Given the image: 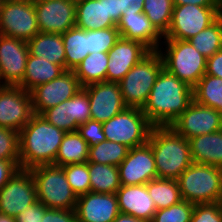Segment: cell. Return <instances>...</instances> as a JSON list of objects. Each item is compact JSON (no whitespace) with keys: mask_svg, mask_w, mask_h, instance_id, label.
<instances>
[{"mask_svg":"<svg viewBox=\"0 0 222 222\" xmlns=\"http://www.w3.org/2000/svg\"><path fill=\"white\" fill-rule=\"evenodd\" d=\"M0 159L20 162L19 132L0 127Z\"/></svg>","mask_w":222,"mask_h":222,"instance_id":"ab89813d","label":"cell"},{"mask_svg":"<svg viewBox=\"0 0 222 222\" xmlns=\"http://www.w3.org/2000/svg\"><path fill=\"white\" fill-rule=\"evenodd\" d=\"M64 71L66 70L62 66L29 54L24 78L18 86L30 92L33 88L59 77Z\"/></svg>","mask_w":222,"mask_h":222,"instance_id":"4316f807","label":"cell"},{"mask_svg":"<svg viewBox=\"0 0 222 222\" xmlns=\"http://www.w3.org/2000/svg\"><path fill=\"white\" fill-rule=\"evenodd\" d=\"M193 100L222 114V78L204 74L193 87Z\"/></svg>","mask_w":222,"mask_h":222,"instance_id":"1f68e13d","label":"cell"},{"mask_svg":"<svg viewBox=\"0 0 222 222\" xmlns=\"http://www.w3.org/2000/svg\"><path fill=\"white\" fill-rule=\"evenodd\" d=\"M89 97L91 119L105 122L127 108L118 82H98L83 87Z\"/></svg>","mask_w":222,"mask_h":222,"instance_id":"d6986e66","label":"cell"},{"mask_svg":"<svg viewBox=\"0 0 222 222\" xmlns=\"http://www.w3.org/2000/svg\"><path fill=\"white\" fill-rule=\"evenodd\" d=\"M158 52L164 68L191 88L205 74L207 58L189 40L163 39Z\"/></svg>","mask_w":222,"mask_h":222,"instance_id":"277c9868","label":"cell"},{"mask_svg":"<svg viewBox=\"0 0 222 222\" xmlns=\"http://www.w3.org/2000/svg\"><path fill=\"white\" fill-rule=\"evenodd\" d=\"M194 163L222 168V130L188 139Z\"/></svg>","mask_w":222,"mask_h":222,"instance_id":"d4e9b609","label":"cell"},{"mask_svg":"<svg viewBox=\"0 0 222 222\" xmlns=\"http://www.w3.org/2000/svg\"><path fill=\"white\" fill-rule=\"evenodd\" d=\"M33 114L29 91L18 85H0V127L19 132Z\"/></svg>","mask_w":222,"mask_h":222,"instance_id":"7c38bea8","label":"cell"},{"mask_svg":"<svg viewBox=\"0 0 222 222\" xmlns=\"http://www.w3.org/2000/svg\"><path fill=\"white\" fill-rule=\"evenodd\" d=\"M151 50L143 43L122 37L108 51L107 82H120L131 68L146 57Z\"/></svg>","mask_w":222,"mask_h":222,"instance_id":"44dd1931","label":"cell"},{"mask_svg":"<svg viewBox=\"0 0 222 222\" xmlns=\"http://www.w3.org/2000/svg\"><path fill=\"white\" fill-rule=\"evenodd\" d=\"M177 182L182 200L194 204L221 202L222 168L193 162Z\"/></svg>","mask_w":222,"mask_h":222,"instance_id":"5b68a950","label":"cell"},{"mask_svg":"<svg viewBox=\"0 0 222 222\" xmlns=\"http://www.w3.org/2000/svg\"><path fill=\"white\" fill-rule=\"evenodd\" d=\"M0 222H16L15 217L0 213Z\"/></svg>","mask_w":222,"mask_h":222,"instance_id":"f907efd6","label":"cell"},{"mask_svg":"<svg viewBox=\"0 0 222 222\" xmlns=\"http://www.w3.org/2000/svg\"><path fill=\"white\" fill-rule=\"evenodd\" d=\"M170 127L188 140L222 130V114L193 100Z\"/></svg>","mask_w":222,"mask_h":222,"instance_id":"9a60e30c","label":"cell"},{"mask_svg":"<svg viewBox=\"0 0 222 222\" xmlns=\"http://www.w3.org/2000/svg\"><path fill=\"white\" fill-rule=\"evenodd\" d=\"M77 132L88 143L89 147L106 140L102 123L96 120L89 119L87 122L80 124Z\"/></svg>","mask_w":222,"mask_h":222,"instance_id":"b9f144b4","label":"cell"},{"mask_svg":"<svg viewBox=\"0 0 222 222\" xmlns=\"http://www.w3.org/2000/svg\"><path fill=\"white\" fill-rule=\"evenodd\" d=\"M147 143L153 151L158 178L177 180L193 163L188 140L170 126L152 127Z\"/></svg>","mask_w":222,"mask_h":222,"instance_id":"3957f363","label":"cell"},{"mask_svg":"<svg viewBox=\"0 0 222 222\" xmlns=\"http://www.w3.org/2000/svg\"><path fill=\"white\" fill-rule=\"evenodd\" d=\"M106 140L126 145L128 148L148 142L152 125L142 109L127 107L122 112L102 123Z\"/></svg>","mask_w":222,"mask_h":222,"instance_id":"ba28073f","label":"cell"},{"mask_svg":"<svg viewBox=\"0 0 222 222\" xmlns=\"http://www.w3.org/2000/svg\"><path fill=\"white\" fill-rule=\"evenodd\" d=\"M29 54L43 57L66 70L65 49L62 34L39 32L28 42Z\"/></svg>","mask_w":222,"mask_h":222,"instance_id":"484cf974","label":"cell"},{"mask_svg":"<svg viewBox=\"0 0 222 222\" xmlns=\"http://www.w3.org/2000/svg\"><path fill=\"white\" fill-rule=\"evenodd\" d=\"M29 170L35 180L38 201L47 208L75 209L77 196L72 191L62 166L39 165Z\"/></svg>","mask_w":222,"mask_h":222,"instance_id":"52a82bcc","label":"cell"},{"mask_svg":"<svg viewBox=\"0 0 222 222\" xmlns=\"http://www.w3.org/2000/svg\"><path fill=\"white\" fill-rule=\"evenodd\" d=\"M121 9V0H76L75 26L83 30L116 27Z\"/></svg>","mask_w":222,"mask_h":222,"instance_id":"5bb4252c","label":"cell"},{"mask_svg":"<svg viewBox=\"0 0 222 222\" xmlns=\"http://www.w3.org/2000/svg\"><path fill=\"white\" fill-rule=\"evenodd\" d=\"M108 53L93 52L87 55L73 70L82 87L106 81Z\"/></svg>","mask_w":222,"mask_h":222,"instance_id":"f546056e","label":"cell"},{"mask_svg":"<svg viewBox=\"0 0 222 222\" xmlns=\"http://www.w3.org/2000/svg\"><path fill=\"white\" fill-rule=\"evenodd\" d=\"M33 2L40 32L62 34L75 26V0H40Z\"/></svg>","mask_w":222,"mask_h":222,"instance_id":"e0dca14e","label":"cell"},{"mask_svg":"<svg viewBox=\"0 0 222 222\" xmlns=\"http://www.w3.org/2000/svg\"><path fill=\"white\" fill-rule=\"evenodd\" d=\"M66 70H74L89 55L88 30L72 27L62 33Z\"/></svg>","mask_w":222,"mask_h":222,"instance_id":"f1b7e54d","label":"cell"},{"mask_svg":"<svg viewBox=\"0 0 222 222\" xmlns=\"http://www.w3.org/2000/svg\"><path fill=\"white\" fill-rule=\"evenodd\" d=\"M121 4L122 15L123 13H141L144 0H121Z\"/></svg>","mask_w":222,"mask_h":222,"instance_id":"c3c4849f","label":"cell"},{"mask_svg":"<svg viewBox=\"0 0 222 222\" xmlns=\"http://www.w3.org/2000/svg\"><path fill=\"white\" fill-rule=\"evenodd\" d=\"M130 148L126 145L104 140L89 147L87 162L118 166L127 156Z\"/></svg>","mask_w":222,"mask_h":222,"instance_id":"836d02e7","label":"cell"},{"mask_svg":"<svg viewBox=\"0 0 222 222\" xmlns=\"http://www.w3.org/2000/svg\"><path fill=\"white\" fill-rule=\"evenodd\" d=\"M189 41L206 58L222 49V15Z\"/></svg>","mask_w":222,"mask_h":222,"instance_id":"e575fe53","label":"cell"},{"mask_svg":"<svg viewBox=\"0 0 222 222\" xmlns=\"http://www.w3.org/2000/svg\"><path fill=\"white\" fill-rule=\"evenodd\" d=\"M112 222H149L144 219H139L129 214L119 213Z\"/></svg>","mask_w":222,"mask_h":222,"instance_id":"681fc988","label":"cell"},{"mask_svg":"<svg viewBox=\"0 0 222 222\" xmlns=\"http://www.w3.org/2000/svg\"><path fill=\"white\" fill-rule=\"evenodd\" d=\"M77 222H112L120 213L116 193L88 192L77 197Z\"/></svg>","mask_w":222,"mask_h":222,"instance_id":"7402d4cb","label":"cell"},{"mask_svg":"<svg viewBox=\"0 0 222 222\" xmlns=\"http://www.w3.org/2000/svg\"><path fill=\"white\" fill-rule=\"evenodd\" d=\"M222 15V7L186 4L173 7L172 19L164 39L189 40Z\"/></svg>","mask_w":222,"mask_h":222,"instance_id":"9c48e42d","label":"cell"},{"mask_svg":"<svg viewBox=\"0 0 222 222\" xmlns=\"http://www.w3.org/2000/svg\"><path fill=\"white\" fill-rule=\"evenodd\" d=\"M192 101L193 88L163 68L142 111L153 127H168Z\"/></svg>","mask_w":222,"mask_h":222,"instance_id":"6da1fadb","label":"cell"},{"mask_svg":"<svg viewBox=\"0 0 222 222\" xmlns=\"http://www.w3.org/2000/svg\"><path fill=\"white\" fill-rule=\"evenodd\" d=\"M120 37L117 27L88 30L89 54L93 52L108 53Z\"/></svg>","mask_w":222,"mask_h":222,"instance_id":"f35d334b","label":"cell"},{"mask_svg":"<svg viewBox=\"0 0 222 222\" xmlns=\"http://www.w3.org/2000/svg\"><path fill=\"white\" fill-rule=\"evenodd\" d=\"M198 5L201 7H222L221 0H173V5Z\"/></svg>","mask_w":222,"mask_h":222,"instance_id":"7dc6e473","label":"cell"},{"mask_svg":"<svg viewBox=\"0 0 222 222\" xmlns=\"http://www.w3.org/2000/svg\"><path fill=\"white\" fill-rule=\"evenodd\" d=\"M65 133L42 115L33 114L19 131L20 169L53 164Z\"/></svg>","mask_w":222,"mask_h":222,"instance_id":"7a4b0ae2","label":"cell"},{"mask_svg":"<svg viewBox=\"0 0 222 222\" xmlns=\"http://www.w3.org/2000/svg\"><path fill=\"white\" fill-rule=\"evenodd\" d=\"M88 143L75 132H66L59 146L53 165L65 166L75 163H86L88 159Z\"/></svg>","mask_w":222,"mask_h":222,"instance_id":"83f0119b","label":"cell"},{"mask_svg":"<svg viewBox=\"0 0 222 222\" xmlns=\"http://www.w3.org/2000/svg\"><path fill=\"white\" fill-rule=\"evenodd\" d=\"M47 207L40 201L34 202L28 209L16 215V222H42Z\"/></svg>","mask_w":222,"mask_h":222,"instance_id":"ee69618b","label":"cell"},{"mask_svg":"<svg viewBox=\"0 0 222 222\" xmlns=\"http://www.w3.org/2000/svg\"><path fill=\"white\" fill-rule=\"evenodd\" d=\"M28 56L26 41L0 34V85H18L23 80Z\"/></svg>","mask_w":222,"mask_h":222,"instance_id":"ac0fdd59","label":"cell"},{"mask_svg":"<svg viewBox=\"0 0 222 222\" xmlns=\"http://www.w3.org/2000/svg\"><path fill=\"white\" fill-rule=\"evenodd\" d=\"M156 209L168 208L182 200L177 180L156 178L146 184Z\"/></svg>","mask_w":222,"mask_h":222,"instance_id":"d6a6232c","label":"cell"},{"mask_svg":"<svg viewBox=\"0 0 222 222\" xmlns=\"http://www.w3.org/2000/svg\"><path fill=\"white\" fill-rule=\"evenodd\" d=\"M3 2H4V0H0V12H1Z\"/></svg>","mask_w":222,"mask_h":222,"instance_id":"816d5d0a","label":"cell"},{"mask_svg":"<svg viewBox=\"0 0 222 222\" xmlns=\"http://www.w3.org/2000/svg\"><path fill=\"white\" fill-rule=\"evenodd\" d=\"M67 181L76 196L90 192V175L88 162L62 166Z\"/></svg>","mask_w":222,"mask_h":222,"instance_id":"8d00e7d4","label":"cell"},{"mask_svg":"<svg viewBox=\"0 0 222 222\" xmlns=\"http://www.w3.org/2000/svg\"><path fill=\"white\" fill-rule=\"evenodd\" d=\"M195 204L181 200L168 208L156 210L151 222H190Z\"/></svg>","mask_w":222,"mask_h":222,"instance_id":"74e56055","label":"cell"},{"mask_svg":"<svg viewBox=\"0 0 222 222\" xmlns=\"http://www.w3.org/2000/svg\"><path fill=\"white\" fill-rule=\"evenodd\" d=\"M116 27L122 38L139 41L151 51H158L164 39L143 12L123 13Z\"/></svg>","mask_w":222,"mask_h":222,"instance_id":"603a6c76","label":"cell"},{"mask_svg":"<svg viewBox=\"0 0 222 222\" xmlns=\"http://www.w3.org/2000/svg\"><path fill=\"white\" fill-rule=\"evenodd\" d=\"M37 201L36 185L28 169H19L0 189V213L16 217Z\"/></svg>","mask_w":222,"mask_h":222,"instance_id":"8fae6325","label":"cell"},{"mask_svg":"<svg viewBox=\"0 0 222 222\" xmlns=\"http://www.w3.org/2000/svg\"><path fill=\"white\" fill-rule=\"evenodd\" d=\"M163 68V59L160 53L151 51L118 82L127 107L143 109Z\"/></svg>","mask_w":222,"mask_h":222,"instance_id":"8992f818","label":"cell"},{"mask_svg":"<svg viewBox=\"0 0 222 222\" xmlns=\"http://www.w3.org/2000/svg\"><path fill=\"white\" fill-rule=\"evenodd\" d=\"M205 74L222 78V49L207 58Z\"/></svg>","mask_w":222,"mask_h":222,"instance_id":"bcb514c9","label":"cell"},{"mask_svg":"<svg viewBox=\"0 0 222 222\" xmlns=\"http://www.w3.org/2000/svg\"><path fill=\"white\" fill-rule=\"evenodd\" d=\"M116 195L120 213L151 222L157 209L149 195L146 184L121 185Z\"/></svg>","mask_w":222,"mask_h":222,"instance_id":"cb8c5ba5","label":"cell"},{"mask_svg":"<svg viewBox=\"0 0 222 222\" xmlns=\"http://www.w3.org/2000/svg\"><path fill=\"white\" fill-rule=\"evenodd\" d=\"M42 222H77V218L74 209L47 208Z\"/></svg>","mask_w":222,"mask_h":222,"instance_id":"7bdbcfd3","label":"cell"},{"mask_svg":"<svg viewBox=\"0 0 222 222\" xmlns=\"http://www.w3.org/2000/svg\"><path fill=\"white\" fill-rule=\"evenodd\" d=\"M173 7V0H144L142 12L154 27L164 35L171 23Z\"/></svg>","mask_w":222,"mask_h":222,"instance_id":"d590c367","label":"cell"},{"mask_svg":"<svg viewBox=\"0 0 222 222\" xmlns=\"http://www.w3.org/2000/svg\"><path fill=\"white\" fill-rule=\"evenodd\" d=\"M190 222H222L221 202L195 204Z\"/></svg>","mask_w":222,"mask_h":222,"instance_id":"60d3db41","label":"cell"},{"mask_svg":"<svg viewBox=\"0 0 222 222\" xmlns=\"http://www.w3.org/2000/svg\"><path fill=\"white\" fill-rule=\"evenodd\" d=\"M121 185H143L158 178L151 146L131 148L118 165Z\"/></svg>","mask_w":222,"mask_h":222,"instance_id":"ffe728a7","label":"cell"},{"mask_svg":"<svg viewBox=\"0 0 222 222\" xmlns=\"http://www.w3.org/2000/svg\"><path fill=\"white\" fill-rule=\"evenodd\" d=\"M90 191L116 193L121 187L118 166L88 162Z\"/></svg>","mask_w":222,"mask_h":222,"instance_id":"4dcf8cb0","label":"cell"},{"mask_svg":"<svg viewBox=\"0 0 222 222\" xmlns=\"http://www.w3.org/2000/svg\"><path fill=\"white\" fill-rule=\"evenodd\" d=\"M39 32L33 0H4L0 34L28 42Z\"/></svg>","mask_w":222,"mask_h":222,"instance_id":"30bf717a","label":"cell"},{"mask_svg":"<svg viewBox=\"0 0 222 222\" xmlns=\"http://www.w3.org/2000/svg\"><path fill=\"white\" fill-rule=\"evenodd\" d=\"M82 88L73 70L64 71L59 77L30 91L33 113L41 115L45 110L70 99Z\"/></svg>","mask_w":222,"mask_h":222,"instance_id":"4fadbf2b","label":"cell"},{"mask_svg":"<svg viewBox=\"0 0 222 222\" xmlns=\"http://www.w3.org/2000/svg\"><path fill=\"white\" fill-rule=\"evenodd\" d=\"M41 115L55 127L75 132L80 124L91 119L88 93L82 88L70 99L45 110Z\"/></svg>","mask_w":222,"mask_h":222,"instance_id":"2e32d148","label":"cell"},{"mask_svg":"<svg viewBox=\"0 0 222 222\" xmlns=\"http://www.w3.org/2000/svg\"><path fill=\"white\" fill-rule=\"evenodd\" d=\"M20 169V162H12L0 159V189Z\"/></svg>","mask_w":222,"mask_h":222,"instance_id":"f6af8a7d","label":"cell"}]
</instances>
